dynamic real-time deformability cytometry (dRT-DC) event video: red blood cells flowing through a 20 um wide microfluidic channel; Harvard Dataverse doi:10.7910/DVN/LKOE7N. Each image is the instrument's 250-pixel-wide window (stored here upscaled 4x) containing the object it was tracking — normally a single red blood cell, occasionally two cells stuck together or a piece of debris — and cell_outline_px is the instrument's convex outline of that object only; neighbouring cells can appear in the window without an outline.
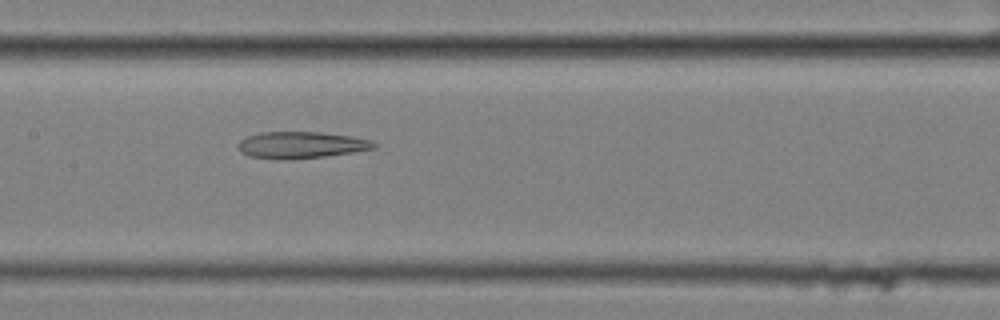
{"species": "common noctule bat (a hibernating species)", "species_latin": "Nyctalus noctula", "temperature_condition": "cold", "stored_images_in_passage": 4, "camera_frame_rate_fps": 3000, "um_per_image_px": 0.085, "animal": {"sex": "female", "body_mass_g": 25.1}, "frame": {"image": 1, "passage_image": 4, "time_ms": 1.0, "image_size_px": [1000, 320], "cell_outline_px": [[376, 148], [352, 152], [324, 156], [284, 160], [276, 160], [248, 156], [240, 152], [236, 148], [236, 144], [240, 140], [248, 136], [260, 132], [320, 132], [352, 136], [372, 140], [376, 144]], "centroid_in_image_um": [25.54, 12.33], "position_along_channel_um": 181.9, "area_um2": 21.33}}